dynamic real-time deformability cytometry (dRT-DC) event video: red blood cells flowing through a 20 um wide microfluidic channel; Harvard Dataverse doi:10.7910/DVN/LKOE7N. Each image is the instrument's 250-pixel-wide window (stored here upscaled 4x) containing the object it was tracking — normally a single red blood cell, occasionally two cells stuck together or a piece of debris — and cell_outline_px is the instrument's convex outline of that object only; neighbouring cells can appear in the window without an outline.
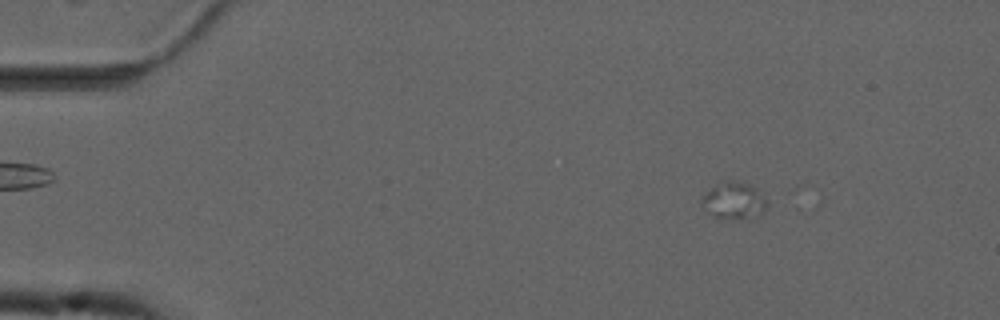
{"species": "common noctule bat (a hibernating species)", "species_latin": "Nyctalus noctula", "temperature_condition": "cold", "stored_images_in_passage": 11, "camera_frame_rate_fps": 3000, "um_per_image_px": 0.085, "animal": {"sex": "male", "forearm_length_mm": 52.5}, "frame": {"image": 1, "passage_image": 3, "time_ms": 0.667, "image_size_px": [1000, 320], "cell_outline_px": [[768, 204], [760, 216], [752, 220], [716, 216], [700, 200], [712, 188], [728, 180], [732, 180], [748, 184], [756, 188], [768, 200]], "centroid_in_image_um": [62.52, 17.06], "position_along_channel_um": 22.5, "area_um2": 13.58}}